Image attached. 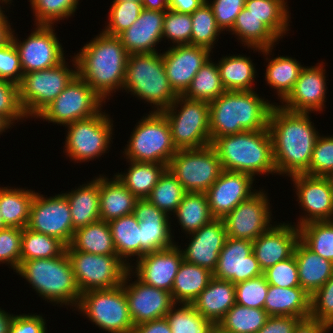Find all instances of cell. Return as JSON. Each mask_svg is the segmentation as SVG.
Segmentation results:
<instances>
[{"label": "cell", "mask_w": 333, "mask_h": 333, "mask_svg": "<svg viewBox=\"0 0 333 333\" xmlns=\"http://www.w3.org/2000/svg\"><path fill=\"white\" fill-rule=\"evenodd\" d=\"M270 208L267 192L263 189L242 201L223 218L227 237L254 241L273 226Z\"/></svg>", "instance_id": "e0dca14e"}, {"label": "cell", "mask_w": 333, "mask_h": 333, "mask_svg": "<svg viewBox=\"0 0 333 333\" xmlns=\"http://www.w3.org/2000/svg\"><path fill=\"white\" fill-rule=\"evenodd\" d=\"M163 38L175 45H191L192 20L190 14L168 9L165 11Z\"/></svg>", "instance_id": "db71d44e"}, {"label": "cell", "mask_w": 333, "mask_h": 333, "mask_svg": "<svg viewBox=\"0 0 333 333\" xmlns=\"http://www.w3.org/2000/svg\"><path fill=\"white\" fill-rule=\"evenodd\" d=\"M70 245L77 251L90 254H117L110 226L102 220L76 229Z\"/></svg>", "instance_id": "b9f144b4"}, {"label": "cell", "mask_w": 333, "mask_h": 333, "mask_svg": "<svg viewBox=\"0 0 333 333\" xmlns=\"http://www.w3.org/2000/svg\"><path fill=\"white\" fill-rule=\"evenodd\" d=\"M309 317L333 328V275L310 296Z\"/></svg>", "instance_id": "6f0895ef"}, {"label": "cell", "mask_w": 333, "mask_h": 333, "mask_svg": "<svg viewBox=\"0 0 333 333\" xmlns=\"http://www.w3.org/2000/svg\"><path fill=\"white\" fill-rule=\"evenodd\" d=\"M269 284L264 275L235 284L236 303L263 309Z\"/></svg>", "instance_id": "11a10c76"}, {"label": "cell", "mask_w": 333, "mask_h": 333, "mask_svg": "<svg viewBox=\"0 0 333 333\" xmlns=\"http://www.w3.org/2000/svg\"><path fill=\"white\" fill-rule=\"evenodd\" d=\"M165 11L143 9L138 19L118 37L131 54L156 53V45L163 39Z\"/></svg>", "instance_id": "83f0119b"}, {"label": "cell", "mask_w": 333, "mask_h": 333, "mask_svg": "<svg viewBox=\"0 0 333 333\" xmlns=\"http://www.w3.org/2000/svg\"><path fill=\"white\" fill-rule=\"evenodd\" d=\"M299 232L300 240L310 250L333 263V220L304 224Z\"/></svg>", "instance_id": "f907efd6"}, {"label": "cell", "mask_w": 333, "mask_h": 333, "mask_svg": "<svg viewBox=\"0 0 333 333\" xmlns=\"http://www.w3.org/2000/svg\"><path fill=\"white\" fill-rule=\"evenodd\" d=\"M7 228V226L5 225L3 219H2V215L0 212V230Z\"/></svg>", "instance_id": "b9fcfbb0"}, {"label": "cell", "mask_w": 333, "mask_h": 333, "mask_svg": "<svg viewBox=\"0 0 333 333\" xmlns=\"http://www.w3.org/2000/svg\"><path fill=\"white\" fill-rule=\"evenodd\" d=\"M206 0H170L169 9L180 13L192 14Z\"/></svg>", "instance_id": "89a4df30"}, {"label": "cell", "mask_w": 333, "mask_h": 333, "mask_svg": "<svg viewBox=\"0 0 333 333\" xmlns=\"http://www.w3.org/2000/svg\"><path fill=\"white\" fill-rule=\"evenodd\" d=\"M23 77L19 54L10 40L0 47V79L19 84Z\"/></svg>", "instance_id": "6125c7cd"}, {"label": "cell", "mask_w": 333, "mask_h": 333, "mask_svg": "<svg viewBox=\"0 0 333 333\" xmlns=\"http://www.w3.org/2000/svg\"><path fill=\"white\" fill-rule=\"evenodd\" d=\"M332 328L313 318L301 319L294 327L293 333H329Z\"/></svg>", "instance_id": "a7ac6f4b"}, {"label": "cell", "mask_w": 333, "mask_h": 333, "mask_svg": "<svg viewBox=\"0 0 333 333\" xmlns=\"http://www.w3.org/2000/svg\"><path fill=\"white\" fill-rule=\"evenodd\" d=\"M310 113L291 112L274 105L268 130L272 139L276 175L303 174L310 165L316 141L321 135L310 120ZM313 123V124H312Z\"/></svg>", "instance_id": "6da1fadb"}, {"label": "cell", "mask_w": 333, "mask_h": 333, "mask_svg": "<svg viewBox=\"0 0 333 333\" xmlns=\"http://www.w3.org/2000/svg\"><path fill=\"white\" fill-rule=\"evenodd\" d=\"M326 178L328 179L330 186L333 189V170L326 176Z\"/></svg>", "instance_id": "11e5206c"}, {"label": "cell", "mask_w": 333, "mask_h": 333, "mask_svg": "<svg viewBox=\"0 0 333 333\" xmlns=\"http://www.w3.org/2000/svg\"><path fill=\"white\" fill-rule=\"evenodd\" d=\"M261 275L263 270L253 253L252 241L227 237L213 277L237 284Z\"/></svg>", "instance_id": "44dd1931"}, {"label": "cell", "mask_w": 333, "mask_h": 333, "mask_svg": "<svg viewBox=\"0 0 333 333\" xmlns=\"http://www.w3.org/2000/svg\"><path fill=\"white\" fill-rule=\"evenodd\" d=\"M235 303V284L212 277L191 304L204 318L217 325Z\"/></svg>", "instance_id": "f1b7e54d"}, {"label": "cell", "mask_w": 333, "mask_h": 333, "mask_svg": "<svg viewBox=\"0 0 333 333\" xmlns=\"http://www.w3.org/2000/svg\"><path fill=\"white\" fill-rule=\"evenodd\" d=\"M125 1H136V2H141L142 0H114L113 2H125Z\"/></svg>", "instance_id": "09005b40"}, {"label": "cell", "mask_w": 333, "mask_h": 333, "mask_svg": "<svg viewBox=\"0 0 333 333\" xmlns=\"http://www.w3.org/2000/svg\"><path fill=\"white\" fill-rule=\"evenodd\" d=\"M317 64L302 68L293 90L280 105L283 109L303 113L323 111L326 107V70L323 62Z\"/></svg>", "instance_id": "603a6c76"}, {"label": "cell", "mask_w": 333, "mask_h": 333, "mask_svg": "<svg viewBox=\"0 0 333 333\" xmlns=\"http://www.w3.org/2000/svg\"><path fill=\"white\" fill-rule=\"evenodd\" d=\"M141 228V257L148 252L167 249L176 244L171 233L170 216L151 204L146 198L137 199L134 207Z\"/></svg>", "instance_id": "d4e9b609"}, {"label": "cell", "mask_w": 333, "mask_h": 333, "mask_svg": "<svg viewBox=\"0 0 333 333\" xmlns=\"http://www.w3.org/2000/svg\"><path fill=\"white\" fill-rule=\"evenodd\" d=\"M300 240L299 228L291 223H278L259 235L253 244V253L263 271L294 254Z\"/></svg>", "instance_id": "4316f807"}, {"label": "cell", "mask_w": 333, "mask_h": 333, "mask_svg": "<svg viewBox=\"0 0 333 333\" xmlns=\"http://www.w3.org/2000/svg\"><path fill=\"white\" fill-rule=\"evenodd\" d=\"M213 273L202 266L182 261L175 276L171 295L176 304H191L207 287Z\"/></svg>", "instance_id": "e575fe53"}, {"label": "cell", "mask_w": 333, "mask_h": 333, "mask_svg": "<svg viewBox=\"0 0 333 333\" xmlns=\"http://www.w3.org/2000/svg\"><path fill=\"white\" fill-rule=\"evenodd\" d=\"M105 111L65 125L64 151L71 161L88 162L107 153L111 147L113 119Z\"/></svg>", "instance_id": "7c38bea8"}, {"label": "cell", "mask_w": 333, "mask_h": 333, "mask_svg": "<svg viewBox=\"0 0 333 333\" xmlns=\"http://www.w3.org/2000/svg\"><path fill=\"white\" fill-rule=\"evenodd\" d=\"M46 321L42 315L19 314L11 322L9 333H46Z\"/></svg>", "instance_id": "e7e4bbea"}, {"label": "cell", "mask_w": 333, "mask_h": 333, "mask_svg": "<svg viewBox=\"0 0 333 333\" xmlns=\"http://www.w3.org/2000/svg\"><path fill=\"white\" fill-rule=\"evenodd\" d=\"M109 10V22L102 31L112 36H118L138 19L143 5L136 1L112 2Z\"/></svg>", "instance_id": "f5cc1de1"}, {"label": "cell", "mask_w": 333, "mask_h": 333, "mask_svg": "<svg viewBox=\"0 0 333 333\" xmlns=\"http://www.w3.org/2000/svg\"><path fill=\"white\" fill-rule=\"evenodd\" d=\"M2 1H3L6 5H7V3H8V4L12 3V2H11L12 0H2Z\"/></svg>", "instance_id": "deb4b68c"}, {"label": "cell", "mask_w": 333, "mask_h": 333, "mask_svg": "<svg viewBox=\"0 0 333 333\" xmlns=\"http://www.w3.org/2000/svg\"><path fill=\"white\" fill-rule=\"evenodd\" d=\"M191 45L209 49L212 53L216 39L223 32L217 25L211 6L205 1L199 8L193 11ZM218 37V38H217Z\"/></svg>", "instance_id": "c3c4849f"}, {"label": "cell", "mask_w": 333, "mask_h": 333, "mask_svg": "<svg viewBox=\"0 0 333 333\" xmlns=\"http://www.w3.org/2000/svg\"><path fill=\"white\" fill-rule=\"evenodd\" d=\"M12 124L0 114V134L5 132V130L9 129Z\"/></svg>", "instance_id": "34e18365"}, {"label": "cell", "mask_w": 333, "mask_h": 333, "mask_svg": "<svg viewBox=\"0 0 333 333\" xmlns=\"http://www.w3.org/2000/svg\"><path fill=\"white\" fill-rule=\"evenodd\" d=\"M290 178L305 211L296 222L298 228L310 222L333 220V189L326 177L296 174Z\"/></svg>", "instance_id": "d6986e66"}, {"label": "cell", "mask_w": 333, "mask_h": 333, "mask_svg": "<svg viewBox=\"0 0 333 333\" xmlns=\"http://www.w3.org/2000/svg\"><path fill=\"white\" fill-rule=\"evenodd\" d=\"M211 6L217 25L222 31H229L236 17L245 6V0H206Z\"/></svg>", "instance_id": "be15d7a7"}, {"label": "cell", "mask_w": 333, "mask_h": 333, "mask_svg": "<svg viewBox=\"0 0 333 333\" xmlns=\"http://www.w3.org/2000/svg\"><path fill=\"white\" fill-rule=\"evenodd\" d=\"M287 0H245L244 8L280 39L289 31L291 17Z\"/></svg>", "instance_id": "7bdbcfd3"}, {"label": "cell", "mask_w": 333, "mask_h": 333, "mask_svg": "<svg viewBox=\"0 0 333 333\" xmlns=\"http://www.w3.org/2000/svg\"><path fill=\"white\" fill-rule=\"evenodd\" d=\"M245 55L223 56L217 63L221 83L226 91H252L256 69Z\"/></svg>", "instance_id": "d590c367"}, {"label": "cell", "mask_w": 333, "mask_h": 333, "mask_svg": "<svg viewBox=\"0 0 333 333\" xmlns=\"http://www.w3.org/2000/svg\"><path fill=\"white\" fill-rule=\"evenodd\" d=\"M123 89L153 104V112L167 109L178 96L166 76L162 53L158 52L128 56Z\"/></svg>", "instance_id": "8992f818"}, {"label": "cell", "mask_w": 333, "mask_h": 333, "mask_svg": "<svg viewBox=\"0 0 333 333\" xmlns=\"http://www.w3.org/2000/svg\"><path fill=\"white\" fill-rule=\"evenodd\" d=\"M12 29L8 16L0 19V47L11 40Z\"/></svg>", "instance_id": "2644e50d"}, {"label": "cell", "mask_w": 333, "mask_h": 333, "mask_svg": "<svg viewBox=\"0 0 333 333\" xmlns=\"http://www.w3.org/2000/svg\"><path fill=\"white\" fill-rule=\"evenodd\" d=\"M22 229L7 227L0 230V264L6 263L16 272L20 266Z\"/></svg>", "instance_id": "91938a15"}, {"label": "cell", "mask_w": 333, "mask_h": 333, "mask_svg": "<svg viewBox=\"0 0 333 333\" xmlns=\"http://www.w3.org/2000/svg\"><path fill=\"white\" fill-rule=\"evenodd\" d=\"M75 189L63 194L69 202L76 230L100 220V175Z\"/></svg>", "instance_id": "4dcf8cb0"}, {"label": "cell", "mask_w": 333, "mask_h": 333, "mask_svg": "<svg viewBox=\"0 0 333 333\" xmlns=\"http://www.w3.org/2000/svg\"><path fill=\"white\" fill-rule=\"evenodd\" d=\"M68 68L66 59L59 65L23 74L19 87V100L27 118L37 117L77 75L75 57Z\"/></svg>", "instance_id": "9c48e42d"}, {"label": "cell", "mask_w": 333, "mask_h": 333, "mask_svg": "<svg viewBox=\"0 0 333 333\" xmlns=\"http://www.w3.org/2000/svg\"><path fill=\"white\" fill-rule=\"evenodd\" d=\"M150 112L135 125L123 155L128 161L160 163L168 167L178 150L166 117L161 112Z\"/></svg>", "instance_id": "52a82bcc"}, {"label": "cell", "mask_w": 333, "mask_h": 333, "mask_svg": "<svg viewBox=\"0 0 333 333\" xmlns=\"http://www.w3.org/2000/svg\"><path fill=\"white\" fill-rule=\"evenodd\" d=\"M74 279L80 293L89 290L113 289L123 283L129 266L117 254H90L66 247Z\"/></svg>", "instance_id": "8fae6325"}, {"label": "cell", "mask_w": 333, "mask_h": 333, "mask_svg": "<svg viewBox=\"0 0 333 333\" xmlns=\"http://www.w3.org/2000/svg\"><path fill=\"white\" fill-rule=\"evenodd\" d=\"M75 309L108 333H132L134 328L122 284L82 293Z\"/></svg>", "instance_id": "30bf717a"}, {"label": "cell", "mask_w": 333, "mask_h": 333, "mask_svg": "<svg viewBox=\"0 0 333 333\" xmlns=\"http://www.w3.org/2000/svg\"><path fill=\"white\" fill-rule=\"evenodd\" d=\"M180 306V307H179ZM175 304L166 314L172 333H212L216 325L204 318L192 304Z\"/></svg>", "instance_id": "7dc6e473"}, {"label": "cell", "mask_w": 333, "mask_h": 333, "mask_svg": "<svg viewBox=\"0 0 333 333\" xmlns=\"http://www.w3.org/2000/svg\"><path fill=\"white\" fill-rule=\"evenodd\" d=\"M132 333H172V331L166 318H161L135 325Z\"/></svg>", "instance_id": "003e7915"}, {"label": "cell", "mask_w": 333, "mask_h": 333, "mask_svg": "<svg viewBox=\"0 0 333 333\" xmlns=\"http://www.w3.org/2000/svg\"><path fill=\"white\" fill-rule=\"evenodd\" d=\"M132 271L129 269L123 280L128 309L133 324L165 318L176 304L170 292L155 288L140 281L138 278L130 283ZM129 283V284H128Z\"/></svg>", "instance_id": "ac0fdd59"}, {"label": "cell", "mask_w": 333, "mask_h": 333, "mask_svg": "<svg viewBox=\"0 0 333 333\" xmlns=\"http://www.w3.org/2000/svg\"><path fill=\"white\" fill-rule=\"evenodd\" d=\"M16 273L30 283L45 301L77 307L81 293L67 252L58 257L23 261Z\"/></svg>", "instance_id": "5b68a950"}, {"label": "cell", "mask_w": 333, "mask_h": 333, "mask_svg": "<svg viewBox=\"0 0 333 333\" xmlns=\"http://www.w3.org/2000/svg\"><path fill=\"white\" fill-rule=\"evenodd\" d=\"M185 194L186 191L183 186L166 169L146 199L168 216H171L178 208Z\"/></svg>", "instance_id": "681fc988"}, {"label": "cell", "mask_w": 333, "mask_h": 333, "mask_svg": "<svg viewBox=\"0 0 333 333\" xmlns=\"http://www.w3.org/2000/svg\"><path fill=\"white\" fill-rule=\"evenodd\" d=\"M0 4H5V3L2 0H0ZM2 8L5 9L3 6L0 5V19L6 16L4 14L5 11H3Z\"/></svg>", "instance_id": "2a66077c"}, {"label": "cell", "mask_w": 333, "mask_h": 333, "mask_svg": "<svg viewBox=\"0 0 333 333\" xmlns=\"http://www.w3.org/2000/svg\"><path fill=\"white\" fill-rule=\"evenodd\" d=\"M333 170V136L318 137L309 168L303 173L326 177Z\"/></svg>", "instance_id": "9f6ffc18"}, {"label": "cell", "mask_w": 333, "mask_h": 333, "mask_svg": "<svg viewBox=\"0 0 333 333\" xmlns=\"http://www.w3.org/2000/svg\"><path fill=\"white\" fill-rule=\"evenodd\" d=\"M180 247L175 244L167 249L148 252L134 262L136 266H132V264L129 266L133 273L132 276L147 285L171 293L175 276L183 261Z\"/></svg>", "instance_id": "7402d4cb"}, {"label": "cell", "mask_w": 333, "mask_h": 333, "mask_svg": "<svg viewBox=\"0 0 333 333\" xmlns=\"http://www.w3.org/2000/svg\"><path fill=\"white\" fill-rule=\"evenodd\" d=\"M27 228L57 238L70 245L75 229L66 196L62 193L44 197L35 192L32 200Z\"/></svg>", "instance_id": "2e32d148"}, {"label": "cell", "mask_w": 333, "mask_h": 333, "mask_svg": "<svg viewBox=\"0 0 333 333\" xmlns=\"http://www.w3.org/2000/svg\"><path fill=\"white\" fill-rule=\"evenodd\" d=\"M161 113L169 123L177 150L198 149L211 144L209 102L178 95Z\"/></svg>", "instance_id": "ba28073f"}, {"label": "cell", "mask_w": 333, "mask_h": 333, "mask_svg": "<svg viewBox=\"0 0 333 333\" xmlns=\"http://www.w3.org/2000/svg\"><path fill=\"white\" fill-rule=\"evenodd\" d=\"M172 215H174L173 217L176 215V219H178V223L186 236L214 219L205 192H186Z\"/></svg>", "instance_id": "60d3db41"}, {"label": "cell", "mask_w": 333, "mask_h": 333, "mask_svg": "<svg viewBox=\"0 0 333 333\" xmlns=\"http://www.w3.org/2000/svg\"><path fill=\"white\" fill-rule=\"evenodd\" d=\"M35 26L23 42L16 38L15 30L12 31L11 40L19 54L23 74L49 69L65 60L64 50L56 36L54 25Z\"/></svg>", "instance_id": "9a60e30c"}, {"label": "cell", "mask_w": 333, "mask_h": 333, "mask_svg": "<svg viewBox=\"0 0 333 333\" xmlns=\"http://www.w3.org/2000/svg\"><path fill=\"white\" fill-rule=\"evenodd\" d=\"M0 114L13 126V123L27 119L20 104L18 84L4 79H0Z\"/></svg>", "instance_id": "680465c9"}, {"label": "cell", "mask_w": 333, "mask_h": 333, "mask_svg": "<svg viewBox=\"0 0 333 333\" xmlns=\"http://www.w3.org/2000/svg\"><path fill=\"white\" fill-rule=\"evenodd\" d=\"M67 245L54 237L31 229H22L20 263L31 259L53 258L63 255Z\"/></svg>", "instance_id": "bcb514c9"}, {"label": "cell", "mask_w": 333, "mask_h": 333, "mask_svg": "<svg viewBox=\"0 0 333 333\" xmlns=\"http://www.w3.org/2000/svg\"><path fill=\"white\" fill-rule=\"evenodd\" d=\"M271 48L260 49V48H251L258 52H262L268 60V65L266 66L265 80L267 84L273 89L276 90L277 96L283 101L288 94L293 90L295 82L299 78L300 72L304 67L297 61L295 58L289 56H277L270 59V54L272 52ZM269 55V58H268Z\"/></svg>", "instance_id": "836d02e7"}, {"label": "cell", "mask_w": 333, "mask_h": 333, "mask_svg": "<svg viewBox=\"0 0 333 333\" xmlns=\"http://www.w3.org/2000/svg\"><path fill=\"white\" fill-rule=\"evenodd\" d=\"M167 169L186 192H206L223 172L214 147L178 150Z\"/></svg>", "instance_id": "4fadbf2b"}, {"label": "cell", "mask_w": 333, "mask_h": 333, "mask_svg": "<svg viewBox=\"0 0 333 333\" xmlns=\"http://www.w3.org/2000/svg\"><path fill=\"white\" fill-rule=\"evenodd\" d=\"M126 173L115 176L137 199H145L157 184L160 176L167 169L165 164L128 161Z\"/></svg>", "instance_id": "ab89813d"}, {"label": "cell", "mask_w": 333, "mask_h": 333, "mask_svg": "<svg viewBox=\"0 0 333 333\" xmlns=\"http://www.w3.org/2000/svg\"><path fill=\"white\" fill-rule=\"evenodd\" d=\"M100 174V220H111L132 214L137 198L115 176ZM110 180V181H109Z\"/></svg>", "instance_id": "d6a6232c"}, {"label": "cell", "mask_w": 333, "mask_h": 333, "mask_svg": "<svg viewBox=\"0 0 333 333\" xmlns=\"http://www.w3.org/2000/svg\"><path fill=\"white\" fill-rule=\"evenodd\" d=\"M270 103L254 91H225L209 102L211 143L217 138L268 127Z\"/></svg>", "instance_id": "3957f363"}, {"label": "cell", "mask_w": 333, "mask_h": 333, "mask_svg": "<svg viewBox=\"0 0 333 333\" xmlns=\"http://www.w3.org/2000/svg\"><path fill=\"white\" fill-rule=\"evenodd\" d=\"M255 178L247 173L223 170L215 183L205 192L211 214L223 219L242 201L258 190L252 189Z\"/></svg>", "instance_id": "ffe728a7"}, {"label": "cell", "mask_w": 333, "mask_h": 333, "mask_svg": "<svg viewBox=\"0 0 333 333\" xmlns=\"http://www.w3.org/2000/svg\"><path fill=\"white\" fill-rule=\"evenodd\" d=\"M269 315L264 309L250 308L235 303L216 328L223 333H257Z\"/></svg>", "instance_id": "ee69618b"}, {"label": "cell", "mask_w": 333, "mask_h": 333, "mask_svg": "<svg viewBox=\"0 0 333 333\" xmlns=\"http://www.w3.org/2000/svg\"><path fill=\"white\" fill-rule=\"evenodd\" d=\"M103 103L106 101L76 75L36 118L65 126L99 114Z\"/></svg>", "instance_id": "5bb4252c"}, {"label": "cell", "mask_w": 333, "mask_h": 333, "mask_svg": "<svg viewBox=\"0 0 333 333\" xmlns=\"http://www.w3.org/2000/svg\"><path fill=\"white\" fill-rule=\"evenodd\" d=\"M108 224L117 256L130 266V258L132 260L134 256H137L136 259L141 257V228L139 227V221L132 213L111 220Z\"/></svg>", "instance_id": "8d00e7d4"}, {"label": "cell", "mask_w": 333, "mask_h": 333, "mask_svg": "<svg viewBox=\"0 0 333 333\" xmlns=\"http://www.w3.org/2000/svg\"><path fill=\"white\" fill-rule=\"evenodd\" d=\"M188 247L181 249L185 262L202 266L214 272L220 251L227 239V231L223 219L214 218L199 230L189 234Z\"/></svg>", "instance_id": "484cf974"}, {"label": "cell", "mask_w": 333, "mask_h": 333, "mask_svg": "<svg viewBox=\"0 0 333 333\" xmlns=\"http://www.w3.org/2000/svg\"><path fill=\"white\" fill-rule=\"evenodd\" d=\"M211 51L193 45H175L162 52L166 76L172 89L182 95L198 70L211 57Z\"/></svg>", "instance_id": "cb8c5ba5"}, {"label": "cell", "mask_w": 333, "mask_h": 333, "mask_svg": "<svg viewBox=\"0 0 333 333\" xmlns=\"http://www.w3.org/2000/svg\"><path fill=\"white\" fill-rule=\"evenodd\" d=\"M229 32L240 40L247 48L267 49L274 46L280 39L261 21L243 8L236 17Z\"/></svg>", "instance_id": "f35d334b"}, {"label": "cell", "mask_w": 333, "mask_h": 333, "mask_svg": "<svg viewBox=\"0 0 333 333\" xmlns=\"http://www.w3.org/2000/svg\"><path fill=\"white\" fill-rule=\"evenodd\" d=\"M300 320L301 318L294 316H269L257 333H293L294 327Z\"/></svg>", "instance_id": "03108f58"}, {"label": "cell", "mask_w": 333, "mask_h": 333, "mask_svg": "<svg viewBox=\"0 0 333 333\" xmlns=\"http://www.w3.org/2000/svg\"><path fill=\"white\" fill-rule=\"evenodd\" d=\"M294 257L300 287L312 296L333 275V263L314 253L301 240L295 246Z\"/></svg>", "instance_id": "f546056e"}, {"label": "cell", "mask_w": 333, "mask_h": 333, "mask_svg": "<svg viewBox=\"0 0 333 333\" xmlns=\"http://www.w3.org/2000/svg\"><path fill=\"white\" fill-rule=\"evenodd\" d=\"M225 91L221 83L217 63L213 62L210 57L198 70L182 96L192 100L211 102Z\"/></svg>", "instance_id": "f6af8a7d"}, {"label": "cell", "mask_w": 333, "mask_h": 333, "mask_svg": "<svg viewBox=\"0 0 333 333\" xmlns=\"http://www.w3.org/2000/svg\"><path fill=\"white\" fill-rule=\"evenodd\" d=\"M35 25H54L75 12L79 0H29Z\"/></svg>", "instance_id": "816d5d0a"}, {"label": "cell", "mask_w": 333, "mask_h": 333, "mask_svg": "<svg viewBox=\"0 0 333 333\" xmlns=\"http://www.w3.org/2000/svg\"><path fill=\"white\" fill-rule=\"evenodd\" d=\"M34 190L0 187V212L7 227L26 228Z\"/></svg>", "instance_id": "74e56055"}, {"label": "cell", "mask_w": 333, "mask_h": 333, "mask_svg": "<svg viewBox=\"0 0 333 333\" xmlns=\"http://www.w3.org/2000/svg\"><path fill=\"white\" fill-rule=\"evenodd\" d=\"M212 333H223V332L220 331L219 329L215 328V330Z\"/></svg>", "instance_id": "979ff035"}, {"label": "cell", "mask_w": 333, "mask_h": 333, "mask_svg": "<svg viewBox=\"0 0 333 333\" xmlns=\"http://www.w3.org/2000/svg\"><path fill=\"white\" fill-rule=\"evenodd\" d=\"M128 56L118 36L101 31L73 57L77 63V75L106 100L113 91L123 90Z\"/></svg>", "instance_id": "7a4b0ae2"}, {"label": "cell", "mask_w": 333, "mask_h": 333, "mask_svg": "<svg viewBox=\"0 0 333 333\" xmlns=\"http://www.w3.org/2000/svg\"><path fill=\"white\" fill-rule=\"evenodd\" d=\"M269 285L282 288L300 287L298 268L294 254L263 271Z\"/></svg>", "instance_id": "94428289"}, {"label": "cell", "mask_w": 333, "mask_h": 333, "mask_svg": "<svg viewBox=\"0 0 333 333\" xmlns=\"http://www.w3.org/2000/svg\"><path fill=\"white\" fill-rule=\"evenodd\" d=\"M14 314H10L0 308V333H9Z\"/></svg>", "instance_id": "753ad0ef"}, {"label": "cell", "mask_w": 333, "mask_h": 333, "mask_svg": "<svg viewBox=\"0 0 333 333\" xmlns=\"http://www.w3.org/2000/svg\"><path fill=\"white\" fill-rule=\"evenodd\" d=\"M263 309L269 316H310V295L301 287L282 288L269 285Z\"/></svg>", "instance_id": "1f68e13d"}, {"label": "cell", "mask_w": 333, "mask_h": 333, "mask_svg": "<svg viewBox=\"0 0 333 333\" xmlns=\"http://www.w3.org/2000/svg\"><path fill=\"white\" fill-rule=\"evenodd\" d=\"M143 9L154 11H167L170 0H142Z\"/></svg>", "instance_id": "8c879c8a"}, {"label": "cell", "mask_w": 333, "mask_h": 333, "mask_svg": "<svg viewBox=\"0 0 333 333\" xmlns=\"http://www.w3.org/2000/svg\"><path fill=\"white\" fill-rule=\"evenodd\" d=\"M211 145L223 170L247 173L253 177L276 173L268 127L217 137Z\"/></svg>", "instance_id": "277c9868"}]
</instances>
